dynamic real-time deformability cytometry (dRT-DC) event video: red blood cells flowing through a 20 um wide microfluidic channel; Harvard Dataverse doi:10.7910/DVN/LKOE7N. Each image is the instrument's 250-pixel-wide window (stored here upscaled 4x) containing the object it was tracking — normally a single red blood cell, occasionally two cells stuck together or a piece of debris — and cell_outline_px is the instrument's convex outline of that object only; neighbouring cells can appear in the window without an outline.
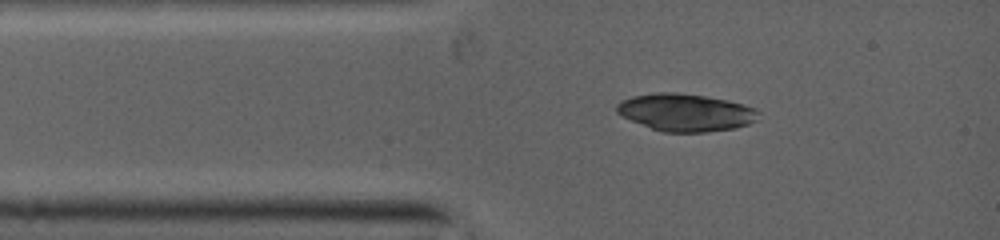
{"species": "common noctule bat (a hibernating species)", "species_latin": "Nyctalus noctula", "temperature_condition": "warm", "stored_images_in_passage": 4, "camera_frame_rate_fps": 5000, "um_per_image_px": 0.085, "animal": {"sex": "female", "body_mass_g": 19.0, "forearm_length_mm": 53.3}, "frame": {"image": 1, "passage_image": 1, "time_ms": 0.0, "image_size_px": [1000, 240], "cell_outline_px": [[756, 120], [748, 124], [732, 128], [704, 132], [664, 132], [652, 128], [632, 120], [616, 112], [616, 104], [620, 100], [632, 96], [652, 92], [676, 92], [704, 96], [728, 100], [744, 104], [756, 108]], "centroid_in_image_um": [58.24, 9.54], "position_along_channel_um": 26.8, "area_um2": 30.69}}